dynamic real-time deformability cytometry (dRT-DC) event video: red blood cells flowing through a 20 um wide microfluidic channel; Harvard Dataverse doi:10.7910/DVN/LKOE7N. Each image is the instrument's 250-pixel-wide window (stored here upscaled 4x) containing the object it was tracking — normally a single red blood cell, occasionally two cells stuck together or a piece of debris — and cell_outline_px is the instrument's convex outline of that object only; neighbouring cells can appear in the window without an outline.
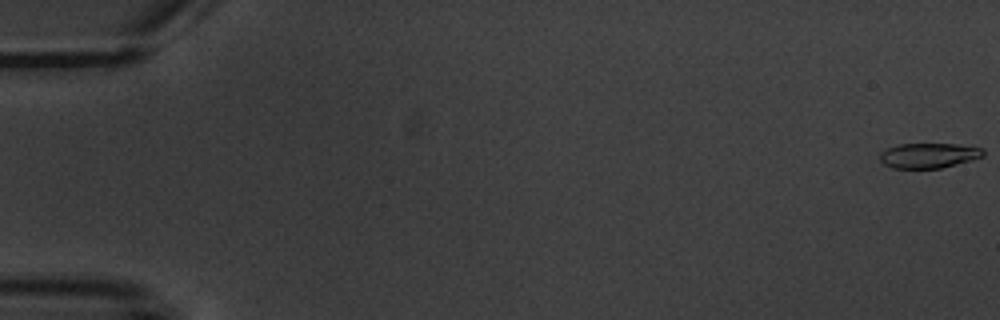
{"species": "common noctule bat (a hibernating species)", "species_latin": "Nyctalus noctula", "temperature_condition": "warm", "stored_images_in_passage": 6, "camera_frame_rate_fps": 3000, "um_per_image_px": 0.085, "animal": {"sex": "male", "body_mass_g": 20.1, "forearm_length_mm": 53.5}, "frame": {"image": 1, "passage_image": 1, "time_ms": 0.0, "image_size_px": [1000, 320], "cell_outline_px": [[984, 156], [972, 160], [940, 168], [892, 168], [884, 164], [880, 160], [880, 152], [888, 148], [900, 144], [956, 144], [984, 148]], "centroid_in_image_um": [78.95, 13.21], "position_along_channel_um": 6.0, "area_um2": 15.03}}
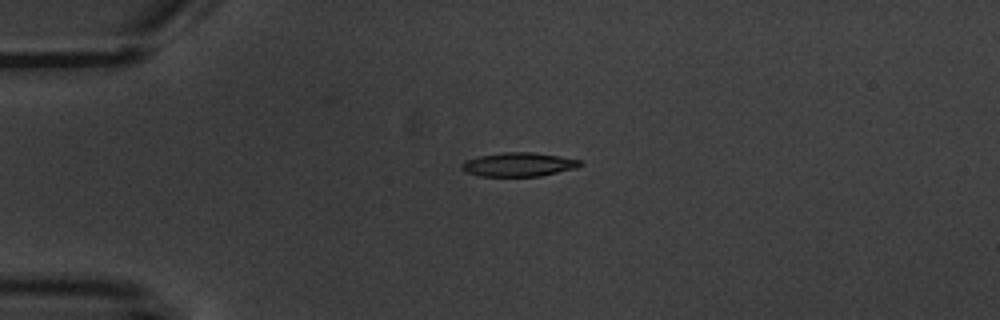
{"frame": {"image": 2, "passage_image": 5, "time_ms": 4.667, "image_size_px": [1000, 320], "cell_outline_px": [[584, 164], [576, 168], [540, 176], [480, 176], [464, 172], [460, 168], [460, 164], [468, 160], [480, 156], [500, 152], [532, 152], [560, 156], [580, 160]], "centroid_in_image_um": [44.08, 13.98], "position_along_channel_um": 40.9, "area_um2": 16.53}}